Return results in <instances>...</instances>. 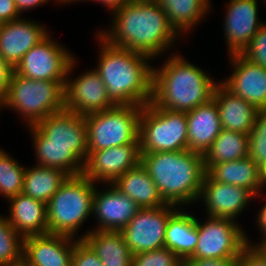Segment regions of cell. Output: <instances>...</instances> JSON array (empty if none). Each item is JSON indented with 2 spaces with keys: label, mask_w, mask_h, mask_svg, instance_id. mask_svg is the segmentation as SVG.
I'll list each match as a JSON object with an SVG mask.
<instances>
[{
  "label": "cell",
  "mask_w": 266,
  "mask_h": 266,
  "mask_svg": "<svg viewBox=\"0 0 266 266\" xmlns=\"http://www.w3.org/2000/svg\"><path fill=\"white\" fill-rule=\"evenodd\" d=\"M111 13L110 26L96 33L113 46L157 60L182 38L155 0H131Z\"/></svg>",
  "instance_id": "6da1fadb"
},
{
  "label": "cell",
  "mask_w": 266,
  "mask_h": 266,
  "mask_svg": "<svg viewBox=\"0 0 266 266\" xmlns=\"http://www.w3.org/2000/svg\"><path fill=\"white\" fill-rule=\"evenodd\" d=\"M26 128L34 144L37 165L61 170L69 177L83 174L88 156L84 115L63 109Z\"/></svg>",
  "instance_id": "7a4b0ae2"
},
{
  "label": "cell",
  "mask_w": 266,
  "mask_h": 266,
  "mask_svg": "<svg viewBox=\"0 0 266 266\" xmlns=\"http://www.w3.org/2000/svg\"><path fill=\"white\" fill-rule=\"evenodd\" d=\"M98 66L109 100L114 105L144 106L152 100L154 60L142 53L109 44L98 33ZM150 62V63H149Z\"/></svg>",
  "instance_id": "3957f363"
},
{
  "label": "cell",
  "mask_w": 266,
  "mask_h": 266,
  "mask_svg": "<svg viewBox=\"0 0 266 266\" xmlns=\"http://www.w3.org/2000/svg\"><path fill=\"white\" fill-rule=\"evenodd\" d=\"M162 66L153 65L152 100L154 106L188 112L209 102L219 81L208 71L170 51Z\"/></svg>",
  "instance_id": "277c9868"
},
{
  "label": "cell",
  "mask_w": 266,
  "mask_h": 266,
  "mask_svg": "<svg viewBox=\"0 0 266 266\" xmlns=\"http://www.w3.org/2000/svg\"><path fill=\"white\" fill-rule=\"evenodd\" d=\"M141 163L166 204L183 208L198 204L206 173L202 154L188 149L141 153Z\"/></svg>",
  "instance_id": "5b68a950"
},
{
  "label": "cell",
  "mask_w": 266,
  "mask_h": 266,
  "mask_svg": "<svg viewBox=\"0 0 266 266\" xmlns=\"http://www.w3.org/2000/svg\"><path fill=\"white\" fill-rule=\"evenodd\" d=\"M95 187L83 174L68 177L46 203L48 233L79 239L83 223L92 217Z\"/></svg>",
  "instance_id": "8992f818"
},
{
  "label": "cell",
  "mask_w": 266,
  "mask_h": 266,
  "mask_svg": "<svg viewBox=\"0 0 266 266\" xmlns=\"http://www.w3.org/2000/svg\"><path fill=\"white\" fill-rule=\"evenodd\" d=\"M64 85L65 81L33 80L12 71L3 109L19 114L24 126H35L65 109Z\"/></svg>",
  "instance_id": "52a82bcc"
},
{
  "label": "cell",
  "mask_w": 266,
  "mask_h": 266,
  "mask_svg": "<svg viewBox=\"0 0 266 266\" xmlns=\"http://www.w3.org/2000/svg\"><path fill=\"white\" fill-rule=\"evenodd\" d=\"M187 113L154 106H142L139 123L140 153L188 149Z\"/></svg>",
  "instance_id": "ba28073f"
},
{
  "label": "cell",
  "mask_w": 266,
  "mask_h": 266,
  "mask_svg": "<svg viewBox=\"0 0 266 266\" xmlns=\"http://www.w3.org/2000/svg\"><path fill=\"white\" fill-rule=\"evenodd\" d=\"M142 106L115 105L110 109L84 115L88 151H98L139 143Z\"/></svg>",
  "instance_id": "9c48e42d"
},
{
  "label": "cell",
  "mask_w": 266,
  "mask_h": 266,
  "mask_svg": "<svg viewBox=\"0 0 266 266\" xmlns=\"http://www.w3.org/2000/svg\"><path fill=\"white\" fill-rule=\"evenodd\" d=\"M206 218L203 222L196 218L198 241L190 257L239 258L242 249L252 244L238 222L228 218Z\"/></svg>",
  "instance_id": "30bf717a"
},
{
  "label": "cell",
  "mask_w": 266,
  "mask_h": 266,
  "mask_svg": "<svg viewBox=\"0 0 266 266\" xmlns=\"http://www.w3.org/2000/svg\"><path fill=\"white\" fill-rule=\"evenodd\" d=\"M51 35L31 48L13 71L33 80L66 81L69 65L76 55Z\"/></svg>",
  "instance_id": "8fae6325"
},
{
  "label": "cell",
  "mask_w": 266,
  "mask_h": 266,
  "mask_svg": "<svg viewBox=\"0 0 266 266\" xmlns=\"http://www.w3.org/2000/svg\"><path fill=\"white\" fill-rule=\"evenodd\" d=\"M77 63L75 57L67 71L64 85L65 109L79 115H87L114 107L107 96L106 86L95 69L81 72L76 78L72 77Z\"/></svg>",
  "instance_id": "7c38bea8"
},
{
  "label": "cell",
  "mask_w": 266,
  "mask_h": 266,
  "mask_svg": "<svg viewBox=\"0 0 266 266\" xmlns=\"http://www.w3.org/2000/svg\"><path fill=\"white\" fill-rule=\"evenodd\" d=\"M178 208L171 204L141 208L120 231L131 253L134 255L164 247L167 221Z\"/></svg>",
  "instance_id": "4fadbf2b"
},
{
  "label": "cell",
  "mask_w": 266,
  "mask_h": 266,
  "mask_svg": "<svg viewBox=\"0 0 266 266\" xmlns=\"http://www.w3.org/2000/svg\"><path fill=\"white\" fill-rule=\"evenodd\" d=\"M104 185L107 186L99 190L97 186L95 187L92 216L97 220L96 226L86 230L85 233H80L79 239L91 230L121 231L141 209L135 201L119 191L113 184Z\"/></svg>",
  "instance_id": "5bb4252c"
},
{
  "label": "cell",
  "mask_w": 266,
  "mask_h": 266,
  "mask_svg": "<svg viewBox=\"0 0 266 266\" xmlns=\"http://www.w3.org/2000/svg\"><path fill=\"white\" fill-rule=\"evenodd\" d=\"M141 162L139 143L88 151L83 175L97 184H113Z\"/></svg>",
  "instance_id": "9a60e30c"
},
{
  "label": "cell",
  "mask_w": 266,
  "mask_h": 266,
  "mask_svg": "<svg viewBox=\"0 0 266 266\" xmlns=\"http://www.w3.org/2000/svg\"><path fill=\"white\" fill-rule=\"evenodd\" d=\"M223 22L227 55L241 54L265 23L259 18L258 0H228Z\"/></svg>",
  "instance_id": "2e32d148"
},
{
  "label": "cell",
  "mask_w": 266,
  "mask_h": 266,
  "mask_svg": "<svg viewBox=\"0 0 266 266\" xmlns=\"http://www.w3.org/2000/svg\"><path fill=\"white\" fill-rule=\"evenodd\" d=\"M255 199L248 189L214 181L205 173L198 202L205 205L206 215L217 218H228L237 222V218L247 210Z\"/></svg>",
  "instance_id": "e0dca14e"
},
{
  "label": "cell",
  "mask_w": 266,
  "mask_h": 266,
  "mask_svg": "<svg viewBox=\"0 0 266 266\" xmlns=\"http://www.w3.org/2000/svg\"><path fill=\"white\" fill-rule=\"evenodd\" d=\"M231 75L220 82L233 94L242 97L256 109H266V68L241 54L228 55Z\"/></svg>",
  "instance_id": "ac0fdd59"
},
{
  "label": "cell",
  "mask_w": 266,
  "mask_h": 266,
  "mask_svg": "<svg viewBox=\"0 0 266 266\" xmlns=\"http://www.w3.org/2000/svg\"><path fill=\"white\" fill-rule=\"evenodd\" d=\"M48 29L42 23L22 17L0 24V55L14 69L22 57L50 33Z\"/></svg>",
  "instance_id": "d6986e66"
},
{
  "label": "cell",
  "mask_w": 266,
  "mask_h": 266,
  "mask_svg": "<svg viewBox=\"0 0 266 266\" xmlns=\"http://www.w3.org/2000/svg\"><path fill=\"white\" fill-rule=\"evenodd\" d=\"M74 238L62 234L32 235L23 239L25 266H72Z\"/></svg>",
  "instance_id": "ffe728a7"
},
{
  "label": "cell",
  "mask_w": 266,
  "mask_h": 266,
  "mask_svg": "<svg viewBox=\"0 0 266 266\" xmlns=\"http://www.w3.org/2000/svg\"><path fill=\"white\" fill-rule=\"evenodd\" d=\"M212 99L219 110L222 129L250 133L258 109L242 97L230 92L221 82L216 86Z\"/></svg>",
  "instance_id": "44dd1931"
},
{
  "label": "cell",
  "mask_w": 266,
  "mask_h": 266,
  "mask_svg": "<svg viewBox=\"0 0 266 266\" xmlns=\"http://www.w3.org/2000/svg\"><path fill=\"white\" fill-rule=\"evenodd\" d=\"M186 113L188 150L204 155L222 130L216 102L211 99Z\"/></svg>",
  "instance_id": "7402d4cb"
},
{
  "label": "cell",
  "mask_w": 266,
  "mask_h": 266,
  "mask_svg": "<svg viewBox=\"0 0 266 266\" xmlns=\"http://www.w3.org/2000/svg\"><path fill=\"white\" fill-rule=\"evenodd\" d=\"M6 201L10 205L9 214L3 216L23 238L48 234L46 203L23 193Z\"/></svg>",
  "instance_id": "603a6c76"
},
{
  "label": "cell",
  "mask_w": 266,
  "mask_h": 266,
  "mask_svg": "<svg viewBox=\"0 0 266 266\" xmlns=\"http://www.w3.org/2000/svg\"><path fill=\"white\" fill-rule=\"evenodd\" d=\"M185 209V211H184ZM179 207L168 219L164 247L173 251L182 261L193 253L198 241L196 216Z\"/></svg>",
  "instance_id": "cb8c5ba5"
},
{
  "label": "cell",
  "mask_w": 266,
  "mask_h": 266,
  "mask_svg": "<svg viewBox=\"0 0 266 266\" xmlns=\"http://www.w3.org/2000/svg\"><path fill=\"white\" fill-rule=\"evenodd\" d=\"M113 185L135 201L140 208H156L166 205L153 179L141 162L121 175Z\"/></svg>",
  "instance_id": "d4e9b609"
},
{
  "label": "cell",
  "mask_w": 266,
  "mask_h": 266,
  "mask_svg": "<svg viewBox=\"0 0 266 266\" xmlns=\"http://www.w3.org/2000/svg\"><path fill=\"white\" fill-rule=\"evenodd\" d=\"M214 181L242 186L255 196L262 191L259 165L249 156L213 165L206 172Z\"/></svg>",
  "instance_id": "484cf974"
},
{
  "label": "cell",
  "mask_w": 266,
  "mask_h": 266,
  "mask_svg": "<svg viewBox=\"0 0 266 266\" xmlns=\"http://www.w3.org/2000/svg\"><path fill=\"white\" fill-rule=\"evenodd\" d=\"M82 240L95 252L103 266L133 264V254L120 231L91 230Z\"/></svg>",
  "instance_id": "4316f807"
},
{
  "label": "cell",
  "mask_w": 266,
  "mask_h": 266,
  "mask_svg": "<svg viewBox=\"0 0 266 266\" xmlns=\"http://www.w3.org/2000/svg\"><path fill=\"white\" fill-rule=\"evenodd\" d=\"M165 10L176 32L186 35L192 32L213 10L211 0H155ZM206 18V19H205Z\"/></svg>",
  "instance_id": "83f0119b"
},
{
  "label": "cell",
  "mask_w": 266,
  "mask_h": 266,
  "mask_svg": "<svg viewBox=\"0 0 266 266\" xmlns=\"http://www.w3.org/2000/svg\"><path fill=\"white\" fill-rule=\"evenodd\" d=\"M69 176L61 170L35 165L27 166L22 193L47 203Z\"/></svg>",
  "instance_id": "f1b7e54d"
},
{
  "label": "cell",
  "mask_w": 266,
  "mask_h": 266,
  "mask_svg": "<svg viewBox=\"0 0 266 266\" xmlns=\"http://www.w3.org/2000/svg\"><path fill=\"white\" fill-rule=\"evenodd\" d=\"M249 134L222 129L213 144L203 155L207 172L213 165L248 156Z\"/></svg>",
  "instance_id": "f546056e"
},
{
  "label": "cell",
  "mask_w": 266,
  "mask_h": 266,
  "mask_svg": "<svg viewBox=\"0 0 266 266\" xmlns=\"http://www.w3.org/2000/svg\"><path fill=\"white\" fill-rule=\"evenodd\" d=\"M26 167L0 147V195L4 199L22 193Z\"/></svg>",
  "instance_id": "4dcf8cb0"
},
{
  "label": "cell",
  "mask_w": 266,
  "mask_h": 266,
  "mask_svg": "<svg viewBox=\"0 0 266 266\" xmlns=\"http://www.w3.org/2000/svg\"><path fill=\"white\" fill-rule=\"evenodd\" d=\"M23 237L0 215V266H15L23 262Z\"/></svg>",
  "instance_id": "1f68e13d"
},
{
  "label": "cell",
  "mask_w": 266,
  "mask_h": 266,
  "mask_svg": "<svg viewBox=\"0 0 266 266\" xmlns=\"http://www.w3.org/2000/svg\"><path fill=\"white\" fill-rule=\"evenodd\" d=\"M248 156L258 165L266 160V109L258 111L249 133Z\"/></svg>",
  "instance_id": "d6a6232c"
},
{
  "label": "cell",
  "mask_w": 266,
  "mask_h": 266,
  "mask_svg": "<svg viewBox=\"0 0 266 266\" xmlns=\"http://www.w3.org/2000/svg\"><path fill=\"white\" fill-rule=\"evenodd\" d=\"M132 266H183V261L166 247L133 255Z\"/></svg>",
  "instance_id": "836d02e7"
},
{
  "label": "cell",
  "mask_w": 266,
  "mask_h": 266,
  "mask_svg": "<svg viewBox=\"0 0 266 266\" xmlns=\"http://www.w3.org/2000/svg\"><path fill=\"white\" fill-rule=\"evenodd\" d=\"M241 55L252 63L266 68V22L259 28Z\"/></svg>",
  "instance_id": "e575fe53"
},
{
  "label": "cell",
  "mask_w": 266,
  "mask_h": 266,
  "mask_svg": "<svg viewBox=\"0 0 266 266\" xmlns=\"http://www.w3.org/2000/svg\"><path fill=\"white\" fill-rule=\"evenodd\" d=\"M72 266H103L95 252L82 240L74 238Z\"/></svg>",
  "instance_id": "d590c367"
},
{
  "label": "cell",
  "mask_w": 266,
  "mask_h": 266,
  "mask_svg": "<svg viewBox=\"0 0 266 266\" xmlns=\"http://www.w3.org/2000/svg\"><path fill=\"white\" fill-rule=\"evenodd\" d=\"M237 266H266V253L259 245L247 244L240 253Z\"/></svg>",
  "instance_id": "8d00e7d4"
},
{
  "label": "cell",
  "mask_w": 266,
  "mask_h": 266,
  "mask_svg": "<svg viewBox=\"0 0 266 266\" xmlns=\"http://www.w3.org/2000/svg\"><path fill=\"white\" fill-rule=\"evenodd\" d=\"M238 258H194L183 261V266H237Z\"/></svg>",
  "instance_id": "74e56055"
},
{
  "label": "cell",
  "mask_w": 266,
  "mask_h": 266,
  "mask_svg": "<svg viewBox=\"0 0 266 266\" xmlns=\"http://www.w3.org/2000/svg\"><path fill=\"white\" fill-rule=\"evenodd\" d=\"M21 18L14 0H0V24Z\"/></svg>",
  "instance_id": "f35d334b"
},
{
  "label": "cell",
  "mask_w": 266,
  "mask_h": 266,
  "mask_svg": "<svg viewBox=\"0 0 266 266\" xmlns=\"http://www.w3.org/2000/svg\"><path fill=\"white\" fill-rule=\"evenodd\" d=\"M263 192L265 191H262L259 195L255 196V199L261 198L265 200V202H262L264 205L258 209L259 211L257 212L255 221L257 223V227H259L258 229L260 230L259 234L262 237L259 239V242H254L253 245H258L263 239L266 238V196H264L266 193L263 194Z\"/></svg>",
  "instance_id": "ab89813d"
},
{
  "label": "cell",
  "mask_w": 266,
  "mask_h": 266,
  "mask_svg": "<svg viewBox=\"0 0 266 266\" xmlns=\"http://www.w3.org/2000/svg\"><path fill=\"white\" fill-rule=\"evenodd\" d=\"M13 69L4 61L0 55V96L4 99L9 86L10 76Z\"/></svg>",
  "instance_id": "60d3db41"
},
{
  "label": "cell",
  "mask_w": 266,
  "mask_h": 266,
  "mask_svg": "<svg viewBox=\"0 0 266 266\" xmlns=\"http://www.w3.org/2000/svg\"><path fill=\"white\" fill-rule=\"evenodd\" d=\"M14 2L19 14L22 16L24 12H27L28 10H34L37 7H41L42 5L49 3L50 0H14ZM53 2L62 5L61 0H54Z\"/></svg>",
  "instance_id": "b9f144b4"
},
{
  "label": "cell",
  "mask_w": 266,
  "mask_h": 266,
  "mask_svg": "<svg viewBox=\"0 0 266 266\" xmlns=\"http://www.w3.org/2000/svg\"><path fill=\"white\" fill-rule=\"evenodd\" d=\"M129 1L131 0H104V7H106V10L108 9V12L111 13Z\"/></svg>",
  "instance_id": "7bdbcfd3"
},
{
  "label": "cell",
  "mask_w": 266,
  "mask_h": 266,
  "mask_svg": "<svg viewBox=\"0 0 266 266\" xmlns=\"http://www.w3.org/2000/svg\"><path fill=\"white\" fill-rule=\"evenodd\" d=\"M262 189L266 191V160L259 165Z\"/></svg>",
  "instance_id": "ee69618b"
},
{
  "label": "cell",
  "mask_w": 266,
  "mask_h": 266,
  "mask_svg": "<svg viewBox=\"0 0 266 266\" xmlns=\"http://www.w3.org/2000/svg\"><path fill=\"white\" fill-rule=\"evenodd\" d=\"M83 1H85V2H97V3H100L101 5H103V7H104V0H61V2H62V4L63 5H65V4H71V3H76V2H78V3H80V2H83Z\"/></svg>",
  "instance_id": "f6af8a7d"
},
{
  "label": "cell",
  "mask_w": 266,
  "mask_h": 266,
  "mask_svg": "<svg viewBox=\"0 0 266 266\" xmlns=\"http://www.w3.org/2000/svg\"><path fill=\"white\" fill-rule=\"evenodd\" d=\"M261 249L266 253V238L263 239L259 244H258Z\"/></svg>",
  "instance_id": "bcb514c9"
},
{
  "label": "cell",
  "mask_w": 266,
  "mask_h": 266,
  "mask_svg": "<svg viewBox=\"0 0 266 266\" xmlns=\"http://www.w3.org/2000/svg\"><path fill=\"white\" fill-rule=\"evenodd\" d=\"M4 108V99L0 96V111Z\"/></svg>",
  "instance_id": "7dc6e473"
},
{
  "label": "cell",
  "mask_w": 266,
  "mask_h": 266,
  "mask_svg": "<svg viewBox=\"0 0 266 266\" xmlns=\"http://www.w3.org/2000/svg\"><path fill=\"white\" fill-rule=\"evenodd\" d=\"M15 266H25V265L23 263H21V264L15 265Z\"/></svg>",
  "instance_id": "c3c4849f"
}]
</instances>
